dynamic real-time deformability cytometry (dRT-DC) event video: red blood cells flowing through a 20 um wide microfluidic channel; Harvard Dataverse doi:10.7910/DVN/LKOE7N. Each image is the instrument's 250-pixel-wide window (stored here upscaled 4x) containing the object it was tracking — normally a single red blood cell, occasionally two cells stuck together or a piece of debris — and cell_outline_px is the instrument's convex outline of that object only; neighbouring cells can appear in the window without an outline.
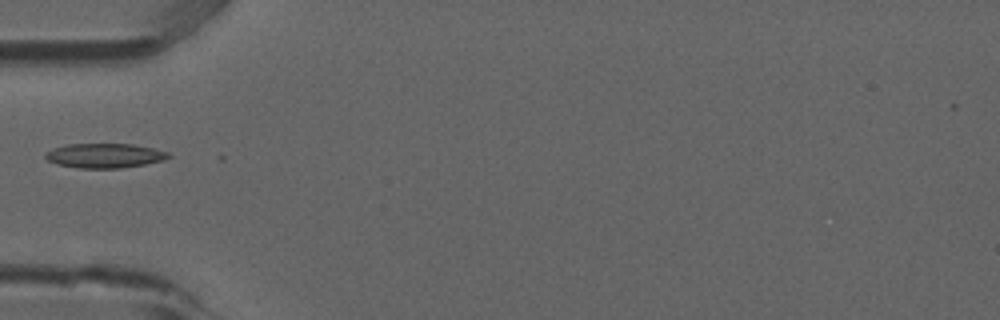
{"species": "common noctule bat (a hibernating species)", "species_latin": "Nyctalus noctula", "temperature_condition": "room temperature", "stored_images_in_passage": 5, "camera_frame_rate_fps": 3000, "um_per_image_px": 0.085, "animal": {"sex": "male", "forearm_length_mm": 52.5}, "frame": {"image": 1, "passage_image": 5, "time_ms": 1.333, "image_size_px": [1000, 320], "cell_outline_px": [[172, 156], [164, 160], [144, 164], [120, 168], [80, 168], [56, 164], [48, 160], [44, 156], [44, 152], [52, 148], [68, 144], [132, 144], [152, 148], [168, 152]], "centroid_in_image_um": [8.86, 13.22], "position_along_channel_um": 76.1, "area_um2": 17.57}}